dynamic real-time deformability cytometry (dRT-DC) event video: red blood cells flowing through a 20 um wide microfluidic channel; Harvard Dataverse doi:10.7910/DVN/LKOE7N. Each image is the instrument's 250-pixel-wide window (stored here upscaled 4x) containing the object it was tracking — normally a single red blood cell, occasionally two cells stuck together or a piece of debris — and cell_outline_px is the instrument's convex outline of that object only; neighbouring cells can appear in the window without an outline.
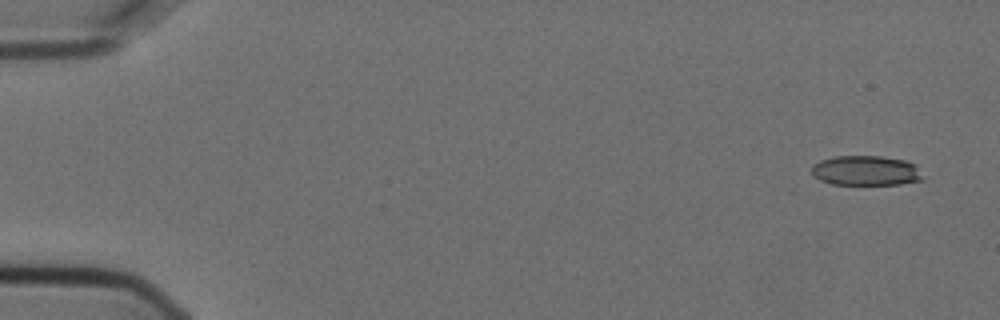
{"species": "Egyptian fruit bat (a non-hibernating species)", "species_latin": "Rousettus aegyptiacus", "temperature_condition": "cold", "stored_images_in_passage": 4, "camera_frame_rate_fps": 3000, "um_per_image_px": 0.085, "animal": {"sex": "female"}, "frame": {"image": 1, "passage_image": 1, "time_ms": 0.0, "image_size_px": [1000, 320], "cell_outline_px": [[924, 180], [900, 184], [832, 184], [820, 180], [812, 176], [812, 168], [820, 160], [836, 156], [880, 156], [904, 160], [916, 164], [924, 176]], "centroid_in_image_um": [73.64, 14.5], "position_along_channel_um": 11.4, "area_um2": 19.42}}
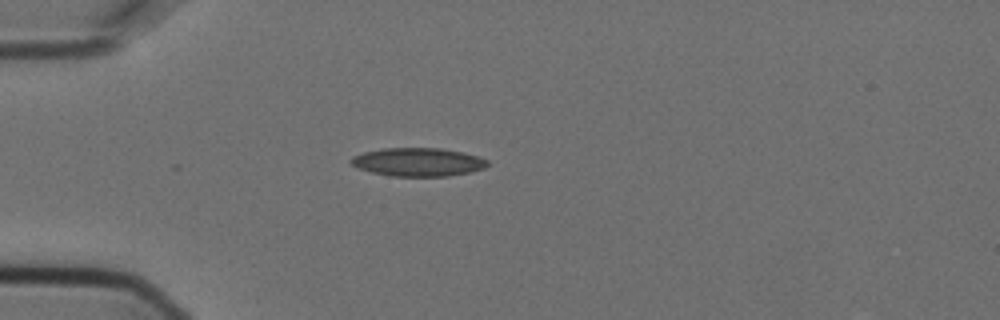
{"frame": {"image": 2, "passage_image": 4, "time_ms": 1.0, "image_size_px": [1000, 320], "cell_outline_px": [[488, 164], [484, 168], [468, 172], [448, 176], [392, 176], [372, 172], [360, 168], [352, 164], [348, 160], [352, 156], [364, 152], [384, 148], [440, 148], [460, 152], [476, 156], [488, 160]], "centroid_in_image_um": [35.5, 13.77], "position_along_channel_um": 49.5, "area_um2": 22.31}}